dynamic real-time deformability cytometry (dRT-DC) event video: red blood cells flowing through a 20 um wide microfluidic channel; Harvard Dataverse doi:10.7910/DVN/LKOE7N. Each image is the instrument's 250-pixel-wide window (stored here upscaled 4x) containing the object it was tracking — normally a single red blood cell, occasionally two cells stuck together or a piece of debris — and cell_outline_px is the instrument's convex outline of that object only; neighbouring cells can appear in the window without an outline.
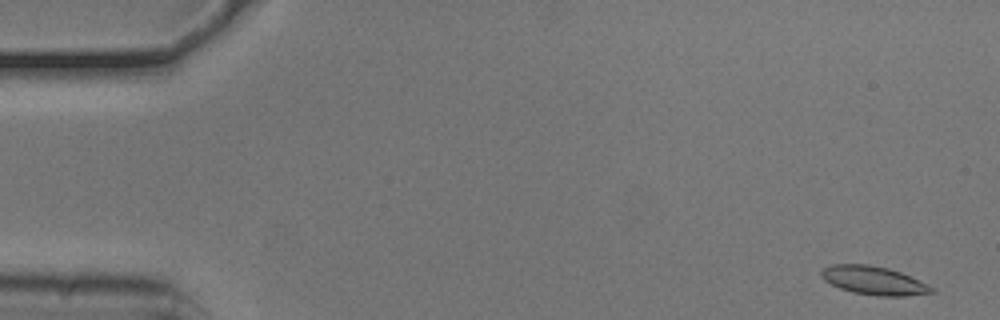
{"species": "common noctule bat (a hibernating species)", "species_latin": "Nyctalus noctula", "temperature_condition": "cold", "stored_images_in_passage": 52, "camera_frame_rate_fps": 3000, "um_per_image_px": 0.085, "animal": {"sex": "male", "body_mass_g": 20.5, "forearm_length_mm": 52.5}, "frame": {"image": 1, "passage_image": 1, "time_ms": 0.0, "image_size_px": [1000, 320], "cell_outline_px": [[936, 292], [904, 296], [876, 296], [852, 292], [840, 288], [824, 280], [820, 276], [820, 272], [824, 268], [832, 264], [868, 264], [888, 268], [900, 272], [928, 284], [936, 288]], "centroid_in_image_um": [74.28, 23.84], "position_along_channel_um": 10.7, "area_um2": 18.38}}
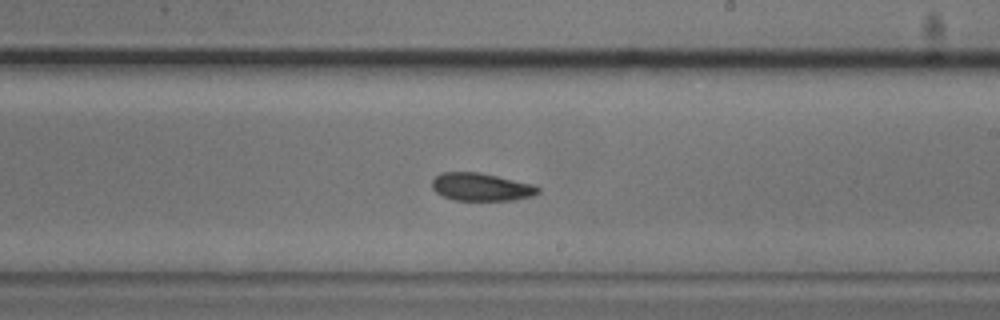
{"frame": {"image": 2, "passage_image": 30, "time_ms": 9.667, "image_size_px": [1000, 320], "cell_outline_px": [[540, 192], [532, 196], [512, 200], [452, 200], [436, 192], [432, 188], [432, 180], [440, 172], [480, 172], [532, 184], [540, 188]], "centroid_in_image_um": [40.88, 15.89], "position_along_channel_um": 248.1, "area_um2": 17.17}}
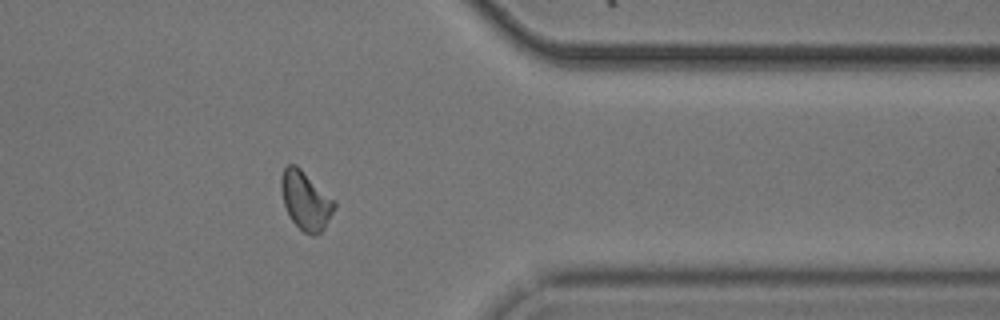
{"frame": {"image": 3, "passage_image": 42, "time_ms": 13.667, "image_size_px": [1000, 320], "cell_outline_px": [[336, 204], [324, 228], [320, 232], [312, 236], [304, 232], [288, 216], [284, 204], [280, 188], [280, 176], [284, 168], [288, 164], [296, 164], [336, 200]], "centroid_in_image_um": [25.96, 17.01], "position_along_channel_um": 385.4, "area_um2": 18.21}, "authors_computed_cell_mechanics": {"area_um2": 17.6868, "velocity_mm_per_s": 3.7682, "shape_relaxation_time_tau1_ms": 4.547, "shape_relaxation_time_tau2_ms": 4.1845, "deformation_change_tau1": 0.1119, "deformation_change_tau2": 0.0882}}